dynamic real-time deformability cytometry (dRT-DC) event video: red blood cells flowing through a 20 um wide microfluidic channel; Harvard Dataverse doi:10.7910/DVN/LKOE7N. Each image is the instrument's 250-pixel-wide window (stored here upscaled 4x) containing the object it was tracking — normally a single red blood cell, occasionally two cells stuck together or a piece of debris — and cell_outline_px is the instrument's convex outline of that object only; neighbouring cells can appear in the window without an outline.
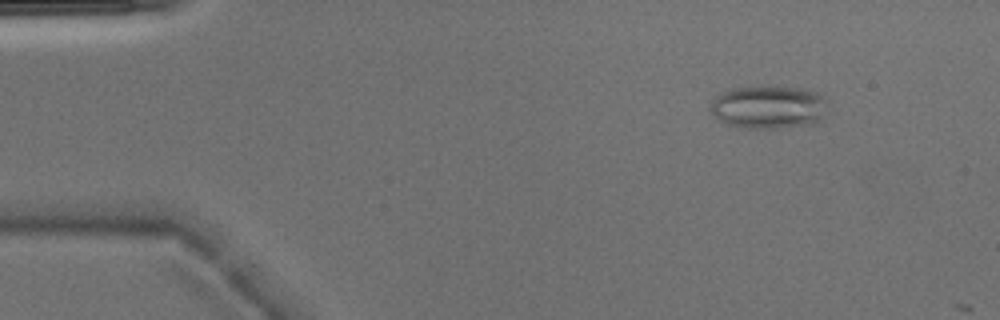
{"species": "Egyptian fruit bat (a non-hibernating species)", "species_latin": "Rousettus aegyptiacus", "temperature_condition": "warm", "stored_images_in_passage": 2, "camera_frame_rate_fps": 3000, "um_per_image_px": 0.085, "animal": {"sex": "male"}, "frame": {"image": 1, "passage_image": 1, "time_ms": 0.0, "image_size_px": [1000, 320], "cell_outline_px": [[828, 100], [820, 120], [816, 124], [776, 128], [744, 128], [724, 124], [708, 108], [712, 100], [720, 92], [728, 88], [776, 84], [800, 88], [816, 92]], "centroid_in_image_um": [65.3, 9.07], "position_along_channel_um": 19.7, "area_um2": 30.29}}